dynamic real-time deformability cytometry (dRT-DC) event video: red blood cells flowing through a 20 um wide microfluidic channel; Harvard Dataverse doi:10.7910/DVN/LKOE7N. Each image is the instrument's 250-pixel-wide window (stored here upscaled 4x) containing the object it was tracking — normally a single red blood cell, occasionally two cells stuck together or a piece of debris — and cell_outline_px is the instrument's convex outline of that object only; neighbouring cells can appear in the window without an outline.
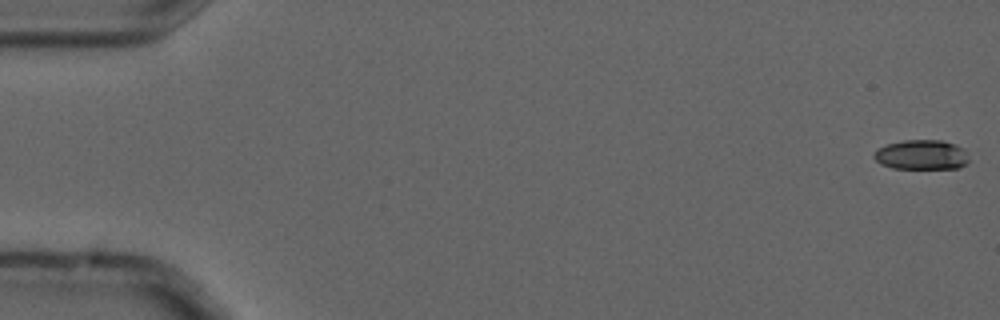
{"species": "common noctule bat (a hibernating species)", "species_latin": "Nyctalus noctula", "temperature_condition": "cold", "stored_images_in_passage": 2, "camera_frame_rate_fps": 3000, "um_per_image_px": 0.085, "animal": {"sex": "male", "forearm_length_mm": 52.5}, "frame": {"image": 1, "passage_image": 1, "time_ms": 0.0, "image_size_px": [1000, 320], "cell_outline_px": [[968, 164], [960, 168], [892, 168], [880, 164], [872, 156], [872, 152], [888, 144], [904, 140], [940, 140], [956, 144], [964, 148], [968, 152]], "centroid_in_image_um": [78.36, 13.16], "position_along_channel_um": 6.6, "area_um2": 16.65}}